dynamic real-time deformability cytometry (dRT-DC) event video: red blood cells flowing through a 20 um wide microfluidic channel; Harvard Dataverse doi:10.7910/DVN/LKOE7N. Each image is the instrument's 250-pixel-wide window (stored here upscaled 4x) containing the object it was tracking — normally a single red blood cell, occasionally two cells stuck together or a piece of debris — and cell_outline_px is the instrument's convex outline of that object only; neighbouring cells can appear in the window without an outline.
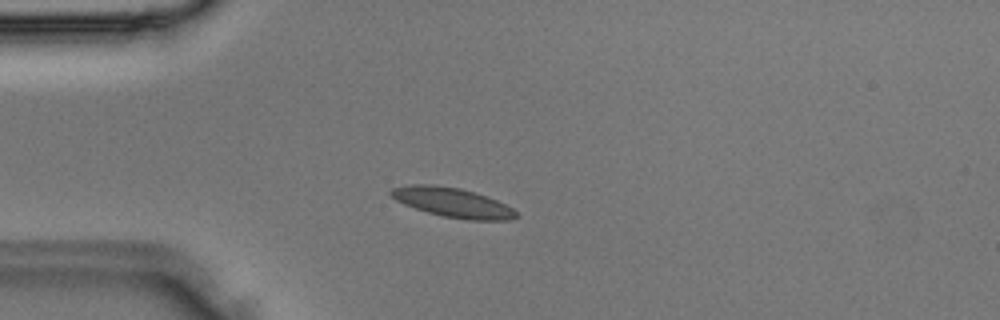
{"species": "Egyptian fruit bat (a non-hibernating species)", "species_latin": "Rousettus aegyptiacus", "temperature_condition": "room temperature", "stored_images_in_passage": 2, "camera_frame_rate_fps": 3000, "um_per_image_px": 0.085, "animal": {"sex": "male"}, "frame": {"image": 1, "passage_image": 2, "time_ms": 0.333, "image_size_px": [1000, 320], "cell_outline_px": [[520, 216], [508, 220], [468, 220], [444, 216], [428, 212], [404, 204], [396, 200], [388, 192], [392, 188], [408, 184], [432, 184], [460, 188], [496, 200], [512, 208]], "centroid_in_image_um": [38.45, 17.21], "position_along_channel_um": 46.6, "area_um2": 21.27}}